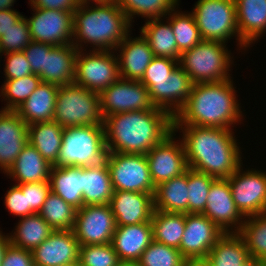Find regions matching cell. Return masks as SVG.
Wrapping results in <instances>:
<instances>
[{
	"mask_svg": "<svg viewBox=\"0 0 266 266\" xmlns=\"http://www.w3.org/2000/svg\"><path fill=\"white\" fill-rule=\"evenodd\" d=\"M179 129L183 133L181 141L189 169L215 178H229L243 165L231 129L173 125L175 133Z\"/></svg>",
	"mask_w": 266,
	"mask_h": 266,
	"instance_id": "1",
	"label": "cell"
},
{
	"mask_svg": "<svg viewBox=\"0 0 266 266\" xmlns=\"http://www.w3.org/2000/svg\"><path fill=\"white\" fill-rule=\"evenodd\" d=\"M107 152L146 155L173 131L166 110L122 112L103 119Z\"/></svg>",
	"mask_w": 266,
	"mask_h": 266,
	"instance_id": "2",
	"label": "cell"
},
{
	"mask_svg": "<svg viewBox=\"0 0 266 266\" xmlns=\"http://www.w3.org/2000/svg\"><path fill=\"white\" fill-rule=\"evenodd\" d=\"M230 79L194 83L184 107L173 118V125H192L232 129L242 121V111ZM232 126V127H231Z\"/></svg>",
	"mask_w": 266,
	"mask_h": 266,
	"instance_id": "3",
	"label": "cell"
},
{
	"mask_svg": "<svg viewBox=\"0 0 266 266\" xmlns=\"http://www.w3.org/2000/svg\"><path fill=\"white\" fill-rule=\"evenodd\" d=\"M72 44L80 51L84 44H93V50L113 51L131 29L125 13L115 4H80L73 13Z\"/></svg>",
	"mask_w": 266,
	"mask_h": 266,
	"instance_id": "4",
	"label": "cell"
},
{
	"mask_svg": "<svg viewBox=\"0 0 266 266\" xmlns=\"http://www.w3.org/2000/svg\"><path fill=\"white\" fill-rule=\"evenodd\" d=\"M107 154L104 125L64 128L62 145L54 166L86 167L105 161Z\"/></svg>",
	"mask_w": 266,
	"mask_h": 266,
	"instance_id": "5",
	"label": "cell"
},
{
	"mask_svg": "<svg viewBox=\"0 0 266 266\" xmlns=\"http://www.w3.org/2000/svg\"><path fill=\"white\" fill-rule=\"evenodd\" d=\"M226 43L202 40L183 52L179 66L190 76L193 83L221 82L230 79L231 52Z\"/></svg>",
	"mask_w": 266,
	"mask_h": 266,
	"instance_id": "6",
	"label": "cell"
},
{
	"mask_svg": "<svg viewBox=\"0 0 266 266\" xmlns=\"http://www.w3.org/2000/svg\"><path fill=\"white\" fill-rule=\"evenodd\" d=\"M53 120L63 128L103 125L99 93L75 83L59 86Z\"/></svg>",
	"mask_w": 266,
	"mask_h": 266,
	"instance_id": "7",
	"label": "cell"
},
{
	"mask_svg": "<svg viewBox=\"0 0 266 266\" xmlns=\"http://www.w3.org/2000/svg\"><path fill=\"white\" fill-rule=\"evenodd\" d=\"M192 13L202 40L226 43L236 35L240 48L248 47L237 30L235 0H198Z\"/></svg>",
	"mask_w": 266,
	"mask_h": 266,
	"instance_id": "8",
	"label": "cell"
},
{
	"mask_svg": "<svg viewBox=\"0 0 266 266\" xmlns=\"http://www.w3.org/2000/svg\"><path fill=\"white\" fill-rule=\"evenodd\" d=\"M105 160L114 191L155 194L146 155L107 152Z\"/></svg>",
	"mask_w": 266,
	"mask_h": 266,
	"instance_id": "9",
	"label": "cell"
},
{
	"mask_svg": "<svg viewBox=\"0 0 266 266\" xmlns=\"http://www.w3.org/2000/svg\"><path fill=\"white\" fill-rule=\"evenodd\" d=\"M78 51L75 61V84L89 91L101 93L120 78L119 60L115 51Z\"/></svg>",
	"mask_w": 266,
	"mask_h": 266,
	"instance_id": "10",
	"label": "cell"
},
{
	"mask_svg": "<svg viewBox=\"0 0 266 266\" xmlns=\"http://www.w3.org/2000/svg\"><path fill=\"white\" fill-rule=\"evenodd\" d=\"M99 95L103 119L122 112L163 110L153 105L148 88L141 81L119 78Z\"/></svg>",
	"mask_w": 266,
	"mask_h": 266,
	"instance_id": "11",
	"label": "cell"
},
{
	"mask_svg": "<svg viewBox=\"0 0 266 266\" xmlns=\"http://www.w3.org/2000/svg\"><path fill=\"white\" fill-rule=\"evenodd\" d=\"M240 166L229 178L234 203L245 217L266 213V173L243 171Z\"/></svg>",
	"mask_w": 266,
	"mask_h": 266,
	"instance_id": "12",
	"label": "cell"
},
{
	"mask_svg": "<svg viewBox=\"0 0 266 266\" xmlns=\"http://www.w3.org/2000/svg\"><path fill=\"white\" fill-rule=\"evenodd\" d=\"M116 223L109 204L87 205L76 212L72 229L79 246L111 244Z\"/></svg>",
	"mask_w": 266,
	"mask_h": 266,
	"instance_id": "13",
	"label": "cell"
},
{
	"mask_svg": "<svg viewBox=\"0 0 266 266\" xmlns=\"http://www.w3.org/2000/svg\"><path fill=\"white\" fill-rule=\"evenodd\" d=\"M35 13L27 23L32 41L53 46L72 44L74 35L73 13L33 7Z\"/></svg>",
	"mask_w": 266,
	"mask_h": 266,
	"instance_id": "14",
	"label": "cell"
},
{
	"mask_svg": "<svg viewBox=\"0 0 266 266\" xmlns=\"http://www.w3.org/2000/svg\"><path fill=\"white\" fill-rule=\"evenodd\" d=\"M172 131L147 154L150 177L154 186L186 172L188 168L182 141H175Z\"/></svg>",
	"mask_w": 266,
	"mask_h": 266,
	"instance_id": "15",
	"label": "cell"
},
{
	"mask_svg": "<svg viewBox=\"0 0 266 266\" xmlns=\"http://www.w3.org/2000/svg\"><path fill=\"white\" fill-rule=\"evenodd\" d=\"M202 214L224 233H238L240 231L245 217L234 203L227 178H216L212 182Z\"/></svg>",
	"mask_w": 266,
	"mask_h": 266,
	"instance_id": "16",
	"label": "cell"
},
{
	"mask_svg": "<svg viewBox=\"0 0 266 266\" xmlns=\"http://www.w3.org/2000/svg\"><path fill=\"white\" fill-rule=\"evenodd\" d=\"M224 232L204 214H185L179 251L186 259L206 258Z\"/></svg>",
	"mask_w": 266,
	"mask_h": 266,
	"instance_id": "17",
	"label": "cell"
},
{
	"mask_svg": "<svg viewBox=\"0 0 266 266\" xmlns=\"http://www.w3.org/2000/svg\"><path fill=\"white\" fill-rule=\"evenodd\" d=\"M193 82L190 76L178 65L168 79L155 81L149 88L153 105L166 110L173 118L189 99Z\"/></svg>",
	"mask_w": 266,
	"mask_h": 266,
	"instance_id": "18",
	"label": "cell"
},
{
	"mask_svg": "<svg viewBox=\"0 0 266 266\" xmlns=\"http://www.w3.org/2000/svg\"><path fill=\"white\" fill-rule=\"evenodd\" d=\"M32 255L34 266H74L78 263L79 243L72 230H54Z\"/></svg>",
	"mask_w": 266,
	"mask_h": 266,
	"instance_id": "19",
	"label": "cell"
},
{
	"mask_svg": "<svg viewBox=\"0 0 266 266\" xmlns=\"http://www.w3.org/2000/svg\"><path fill=\"white\" fill-rule=\"evenodd\" d=\"M109 205L116 226L151 222L154 211V194L122 190L113 191Z\"/></svg>",
	"mask_w": 266,
	"mask_h": 266,
	"instance_id": "20",
	"label": "cell"
},
{
	"mask_svg": "<svg viewBox=\"0 0 266 266\" xmlns=\"http://www.w3.org/2000/svg\"><path fill=\"white\" fill-rule=\"evenodd\" d=\"M28 125L16 111L0 110V169L6 173L28 144Z\"/></svg>",
	"mask_w": 266,
	"mask_h": 266,
	"instance_id": "21",
	"label": "cell"
},
{
	"mask_svg": "<svg viewBox=\"0 0 266 266\" xmlns=\"http://www.w3.org/2000/svg\"><path fill=\"white\" fill-rule=\"evenodd\" d=\"M152 241V223L144 222L116 226L111 244L122 263L136 264Z\"/></svg>",
	"mask_w": 266,
	"mask_h": 266,
	"instance_id": "22",
	"label": "cell"
},
{
	"mask_svg": "<svg viewBox=\"0 0 266 266\" xmlns=\"http://www.w3.org/2000/svg\"><path fill=\"white\" fill-rule=\"evenodd\" d=\"M128 34L117 46L120 78L140 81L146 68L155 57L149 42L141 34L132 38Z\"/></svg>",
	"mask_w": 266,
	"mask_h": 266,
	"instance_id": "23",
	"label": "cell"
},
{
	"mask_svg": "<svg viewBox=\"0 0 266 266\" xmlns=\"http://www.w3.org/2000/svg\"><path fill=\"white\" fill-rule=\"evenodd\" d=\"M78 51L73 44L53 46L45 54L44 74L40 77L41 81L59 86L72 84Z\"/></svg>",
	"mask_w": 266,
	"mask_h": 266,
	"instance_id": "24",
	"label": "cell"
},
{
	"mask_svg": "<svg viewBox=\"0 0 266 266\" xmlns=\"http://www.w3.org/2000/svg\"><path fill=\"white\" fill-rule=\"evenodd\" d=\"M237 30L249 47L266 32V0H235Z\"/></svg>",
	"mask_w": 266,
	"mask_h": 266,
	"instance_id": "25",
	"label": "cell"
},
{
	"mask_svg": "<svg viewBox=\"0 0 266 266\" xmlns=\"http://www.w3.org/2000/svg\"><path fill=\"white\" fill-rule=\"evenodd\" d=\"M58 88L59 85L41 82L16 110L17 114L27 125L53 120Z\"/></svg>",
	"mask_w": 266,
	"mask_h": 266,
	"instance_id": "26",
	"label": "cell"
},
{
	"mask_svg": "<svg viewBox=\"0 0 266 266\" xmlns=\"http://www.w3.org/2000/svg\"><path fill=\"white\" fill-rule=\"evenodd\" d=\"M52 165L29 142L6 172L18 184L49 181Z\"/></svg>",
	"mask_w": 266,
	"mask_h": 266,
	"instance_id": "27",
	"label": "cell"
},
{
	"mask_svg": "<svg viewBox=\"0 0 266 266\" xmlns=\"http://www.w3.org/2000/svg\"><path fill=\"white\" fill-rule=\"evenodd\" d=\"M49 182L54 194L77 210L83 207V167L52 166Z\"/></svg>",
	"mask_w": 266,
	"mask_h": 266,
	"instance_id": "28",
	"label": "cell"
},
{
	"mask_svg": "<svg viewBox=\"0 0 266 266\" xmlns=\"http://www.w3.org/2000/svg\"><path fill=\"white\" fill-rule=\"evenodd\" d=\"M188 170L156 186L154 210L188 213Z\"/></svg>",
	"mask_w": 266,
	"mask_h": 266,
	"instance_id": "29",
	"label": "cell"
},
{
	"mask_svg": "<svg viewBox=\"0 0 266 266\" xmlns=\"http://www.w3.org/2000/svg\"><path fill=\"white\" fill-rule=\"evenodd\" d=\"M113 191L106 160L83 167V206L109 204Z\"/></svg>",
	"mask_w": 266,
	"mask_h": 266,
	"instance_id": "30",
	"label": "cell"
},
{
	"mask_svg": "<svg viewBox=\"0 0 266 266\" xmlns=\"http://www.w3.org/2000/svg\"><path fill=\"white\" fill-rule=\"evenodd\" d=\"M64 128L56 121L36 122L28 125L29 143L54 166L59 157Z\"/></svg>",
	"mask_w": 266,
	"mask_h": 266,
	"instance_id": "31",
	"label": "cell"
},
{
	"mask_svg": "<svg viewBox=\"0 0 266 266\" xmlns=\"http://www.w3.org/2000/svg\"><path fill=\"white\" fill-rule=\"evenodd\" d=\"M162 22V18L146 20L140 32L149 42L155 57H168L179 61L181 53L177 48L175 35L170 22Z\"/></svg>",
	"mask_w": 266,
	"mask_h": 266,
	"instance_id": "32",
	"label": "cell"
},
{
	"mask_svg": "<svg viewBox=\"0 0 266 266\" xmlns=\"http://www.w3.org/2000/svg\"><path fill=\"white\" fill-rule=\"evenodd\" d=\"M206 258L212 266H242L250 255L244 239L238 233H224Z\"/></svg>",
	"mask_w": 266,
	"mask_h": 266,
	"instance_id": "33",
	"label": "cell"
},
{
	"mask_svg": "<svg viewBox=\"0 0 266 266\" xmlns=\"http://www.w3.org/2000/svg\"><path fill=\"white\" fill-rule=\"evenodd\" d=\"M54 230L38 214L22 217L15 228L13 235L9 236L10 244L33 251L42 244Z\"/></svg>",
	"mask_w": 266,
	"mask_h": 266,
	"instance_id": "34",
	"label": "cell"
},
{
	"mask_svg": "<svg viewBox=\"0 0 266 266\" xmlns=\"http://www.w3.org/2000/svg\"><path fill=\"white\" fill-rule=\"evenodd\" d=\"M151 223L154 241L179 249L185 229V214L154 210Z\"/></svg>",
	"mask_w": 266,
	"mask_h": 266,
	"instance_id": "35",
	"label": "cell"
},
{
	"mask_svg": "<svg viewBox=\"0 0 266 266\" xmlns=\"http://www.w3.org/2000/svg\"><path fill=\"white\" fill-rule=\"evenodd\" d=\"M77 209L52 191L47 195L38 213L55 230H72Z\"/></svg>",
	"mask_w": 266,
	"mask_h": 266,
	"instance_id": "36",
	"label": "cell"
},
{
	"mask_svg": "<svg viewBox=\"0 0 266 266\" xmlns=\"http://www.w3.org/2000/svg\"><path fill=\"white\" fill-rule=\"evenodd\" d=\"M179 0H117V5L125 13L131 24L134 15H141L147 20L167 16L176 6Z\"/></svg>",
	"mask_w": 266,
	"mask_h": 266,
	"instance_id": "37",
	"label": "cell"
},
{
	"mask_svg": "<svg viewBox=\"0 0 266 266\" xmlns=\"http://www.w3.org/2000/svg\"><path fill=\"white\" fill-rule=\"evenodd\" d=\"M174 11V12H173ZM174 8L168 14V21L175 35L177 48L182 54L202 41L193 13H181Z\"/></svg>",
	"mask_w": 266,
	"mask_h": 266,
	"instance_id": "38",
	"label": "cell"
},
{
	"mask_svg": "<svg viewBox=\"0 0 266 266\" xmlns=\"http://www.w3.org/2000/svg\"><path fill=\"white\" fill-rule=\"evenodd\" d=\"M41 78L37 74L27 75L20 79L6 80L2 85L1 96L7 104L2 110L16 111L41 84Z\"/></svg>",
	"mask_w": 266,
	"mask_h": 266,
	"instance_id": "39",
	"label": "cell"
},
{
	"mask_svg": "<svg viewBox=\"0 0 266 266\" xmlns=\"http://www.w3.org/2000/svg\"><path fill=\"white\" fill-rule=\"evenodd\" d=\"M238 234L244 239L250 257L266 255V213L245 218Z\"/></svg>",
	"mask_w": 266,
	"mask_h": 266,
	"instance_id": "40",
	"label": "cell"
},
{
	"mask_svg": "<svg viewBox=\"0 0 266 266\" xmlns=\"http://www.w3.org/2000/svg\"><path fill=\"white\" fill-rule=\"evenodd\" d=\"M186 258L174 247L152 241L136 262L137 266H184Z\"/></svg>",
	"mask_w": 266,
	"mask_h": 266,
	"instance_id": "41",
	"label": "cell"
},
{
	"mask_svg": "<svg viewBox=\"0 0 266 266\" xmlns=\"http://www.w3.org/2000/svg\"><path fill=\"white\" fill-rule=\"evenodd\" d=\"M216 178L188 169V213L202 214L212 182Z\"/></svg>",
	"mask_w": 266,
	"mask_h": 266,
	"instance_id": "42",
	"label": "cell"
},
{
	"mask_svg": "<svg viewBox=\"0 0 266 266\" xmlns=\"http://www.w3.org/2000/svg\"><path fill=\"white\" fill-rule=\"evenodd\" d=\"M78 263L82 266H121L112 244L79 246Z\"/></svg>",
	"mask_w": 266,
	"mask_h": 266,
	"instance_id": "43",
	"label": "cell"
},
{
	"mask_svg": "<svg viewBox=\"0 0 266 266\" xmlns=\"http://www.w3.org/2000/svg\"><path fill=\"white\" fill-rule=\"evenodd\" d=\"M31 41L26 17L22 16L13 27L0 37V54L23 51Z\"/></svg>",
	"mask_w": 266,
	"mask_h": 266,
	"instance_id": "44",
	"label": "cell"
},
{
	"mask_svg": "<svg viewBox=\"0 0 266 266\" xmlns=\"http://www.w3.org/2000/svg\"><path fill=\"white\" fill-rule=\"evenodd\" d=\"M179 65V61L168 57H154L145 70L140 80L147 88L155 81L168 79L173 70Z\"/></svg>",
	"mask_w": 266,
	"mask_h": 266,
	"instance_id": "45",
	"label": "cell"
},
{
	"mask_svg": "<svg viewBox=\"0 0 266 266\" xmlns=\"http://www.w3.org/2000/svg\"><path fill=\"white\" fill-rule=\"evenodd\" d=\"M22 193H26L27 207L34 213H39L46 200L47 195L51 192L50 182H35L17 184Z\"/></svg>",
	"mask_w": 266,
	"mask_h": 266,
	"instance_id": "46",
	"label": "cell"
},
{
	"mask_svg": "<svg viewBox=\"0 0 266 266\" xmlns=\"http://www.w3.org/2000/svg\"><path fill=\"white\" fill-rule=\"evenodd\" d=\"M5 58H7L4 69L6 80L20 79L33 74L23 51L6 53Z\"/></svg>",
	"mask_w": 266,
	"mask_h": 266,
	"instance_id": "47",
	"label": "cell"
},
{
	"mask_svg": "<svg viewBox=\"0 0 266 266\" xmlns=\"http://www.w3.org/2000/svg\"><path fill=\"white\" fill-rule=\"evenodd\" d=\"M53 47L48 43L31 41L23 50L27 61L30 63L33 74L41 77L44 74L45 54Z\"/></svg>",
	"mask_w": 266,
	"mask_h": 266,
	"instance_id": "48",
	"label": "cell"
},
{
	"mask_svg": "<svg viewBox=\"0 0 266 266\" xmlns=\"http://www.w3.org/2000/svg\"><path fill=\"white\" fill-rule=\"evenodd\" d=\"M4 204L8 211L20 218L33 215L34 213L27 207L26 193L16 184L6 193Z\"/></svg>",
	"mask_w": 266,
	"mask_h": 266,
	"instance_id": "49",
	"label": "cell"
},
{
	"mask_svg": "<svg viewBox=\"0 0 266 266\" xmlns=\"http://www.w3.org/2000/svg\"><path fill=\"white\" fill-rule=\"evenodd\" d=\"M1 266H34L32 251L9 244Z\"/></svg>",
	"mask_w": 266,
	"mask_h": 266,
	"instance_id": "50",
	"label": "cell"
},
{
	"mask_svg": "<svg viewBox=\"0 0 266 266\" xmlns=\"http://www.w3.org/2000/svg\"><path fill=\"white\" fill-rule=\"evenodd\" d=\"M31 7L59 10L74 13L79 7V0H30Z\"/></svg>",
	"mask_w": 266,
	"mask_h": 266,
	"instance_id": "51",
	"label": "cell"
},
{
	"mask_svg": "<svg viewBox=\"0 0 266 266\" xmlns=\"http://www.w3.org/2000/svg\"><path fill=\"white\" fill-rule=\"evenodd\" d=\"M15 9L0 11V37L5 34L22 17Z\"/></svg>",
	"mask_w": 266,
	"mask_h": 266,
	"instance_id": "52",
	"label": "cell"
},
{
	"mask_svg": "<svg viewBox=\"0 0 266 266\" xmlns=\"http://www.w3.org/2000/svg\"><path fill=\"white\" fill-rule=\"evenodd\" d=\"M184 266H212L207 258L186 259Z\"/></svg>",
	"mask_w": 266,
	"mask_h": 266,
	"instance_id": "53",
	"label": "cell"
},
{
	"mask_svg": "<svg viewBox=\"0 0 266 266\" xmlns=\"http://www.w3.org/2000/svg\"><path fill=\"white\" fill-rule=\"evenodd\" d=\"M10 244L9 235H4L2 231H0V266L2 264L3 255L5 253L6 248Z\"/></svg>",
	"mask_w": 266,
	"mask_h": 266,
	"instance_id": "54",
	"label": "cell"
},
{
	"mask_svg": "<svg viewBox=\"0 0 266 266\" xmlns=\"http://www.w3.org/2000/svg\"><path fill=\"white\" fill-rule=\"evenodd\" d=\"M91 1H93L95 5L117 3V0H79L80 4H84V5H89Z\"/></svg>",
	"mask_w": 266,
	"mask_h": 266,
	"instance_id": "55",
	"label": "cell"
},
{
	"mask_svg": "<svg viewBox=\"0 0 266 266\" xmlns=\"http://www.w3.org/2000/svg\"><path fill=\"white\" fill-rule=\"evenodd\" d=\"M242 266H263L261 259L250 257Z\"/></svg>",
	"mask_w": 266,
	"mask_h": 266,
	"instance_id": "56",
	"label": "cell"
},
{
	"mask_svg": "<svg viewBox=\"0 0 266 266\" xmlns=\"http://www.w3.org/2000/svg\"><path fill=\"white\" fill-rule=\"evenodd\" d=\"M16 0H0V11L12 9L11 7L14 5L13 3Z\"/></svg>",
	"mask_w": 266,
	"mask_h": 266,
	"instance_id": "57",
	"label": "cell"
},
{
	"mask_svg": "<svg viewBox=\"0 0 266 266\" xmlns=\"http://www.w3.org/2000/svg\"><path fill=\"white\" fill-rule=\"evenodd\" d=\"M263 266H266V255L261 258Z\"/></svg>",
	"mask_w": 266,
	"mask_h": 266,
	"instance_id": "58",
	"label": "cell"
},
{
	"mask_svg": "<svg viewBox=\"0 0 266 266\" xmlns=\"http://www.w3.org/2000/svg\"><path fill=\"white\" fill-rule=\"evenodd\" d=\"M121 266H137L136 264H127V263H123Z\"/></svg>",
	"mask_w": 266,
	"mask_h": 266,
	"instance_id": "59",
	"label": "cell"
}]
</instances>
